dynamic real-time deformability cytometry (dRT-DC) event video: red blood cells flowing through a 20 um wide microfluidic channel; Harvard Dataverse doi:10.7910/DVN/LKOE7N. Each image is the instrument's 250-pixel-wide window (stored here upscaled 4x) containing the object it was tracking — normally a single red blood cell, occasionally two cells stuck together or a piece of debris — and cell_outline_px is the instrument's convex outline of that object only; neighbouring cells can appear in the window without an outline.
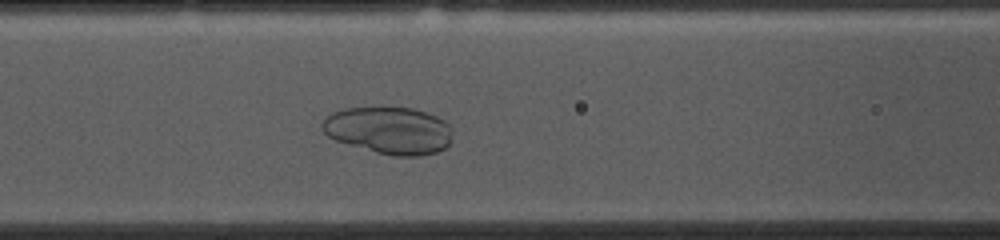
{"species": "common noctule bat (a hibernating species)", "species_latin": "Nyctalus noctula", "temperature_condition": "cold", "stored_images_in_passage": 47, "camera_frame_rate_fps": 3000, "um_per_image_px": 0.085, "animal": {"sex": "female", "body_mass_g": 10.0, "forearm_length_mm": 53.1}, "frame": {"image": 1, "passage_image": 19, "time_ms": 6.0, "image_size_px": [1000, 240], "cell_outline_px": [[452, 132], [448, 144], [444, 148], [436, 152], [420, 156], [392, 156], [376, 152], [336, 140], [328, 136], [320, 128], [324, 120], [332, 112], [344, 108], [412, 108], [436, 116], [444, 120], [452, 128]], "centroid_in_image_um": [33.07, 11.09], "position_along_channel_um": 133.5, "area_um2": 35.55}}
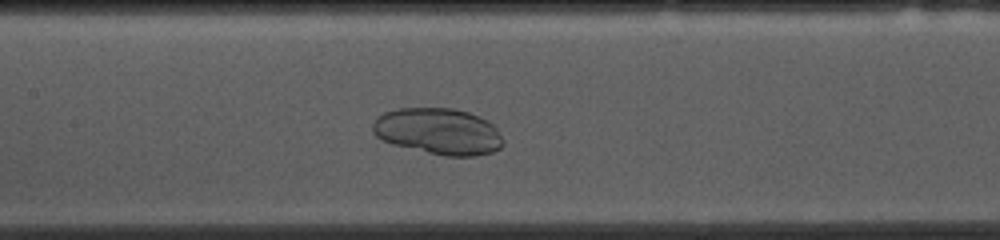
{"frame": {"image": 2, "passage_image": 22, "time_ms": 7.0, "image_size_px": [1000, 240], "cell_outline_px": [[504, 144], [500, 148], [492, 152], [476, 156], [444, 156], [392, 144], [380, 140], [372, 132], [372, 124], [384, 112], [400, 108], [452, 108], [468, 112], [492, 124], [496, 128]], "centroid_in_image_um": [37.23, 11.18], "position_along_channel_um": 170.2, "area_um2": 35.08}}
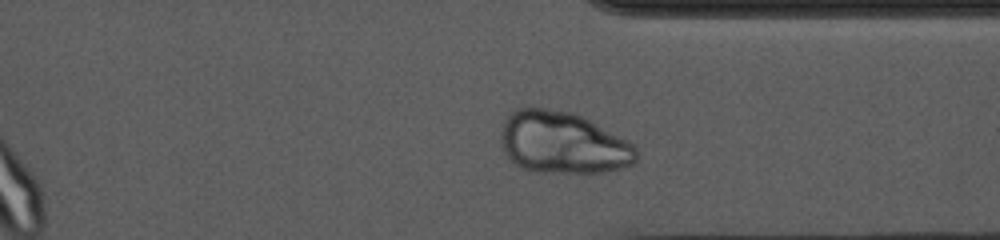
{"frame": {"image": 3, "passage_image": 38, "time_ms": 12.333, "image_size_px": [1000, 240], "cell_outline_px": [[636, 160], [632, 164], [620, 168], [600, 172], [536, 172], [524, 168], [508, 160], [504, 152], [500, 136], [500, 132], [504, 120], [516, 108], [544, 108], [572, 112], [588, 120], [632, 144], [636, 148]], "centroid_in_image_um": [47.77, 12.14], "position_along_channel_um": 363.6, "area_um2": 48.32}}